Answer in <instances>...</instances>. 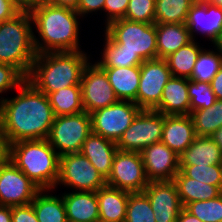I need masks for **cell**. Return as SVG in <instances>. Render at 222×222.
<instances>
[{
    "label": "cell",
    "instance_id": "18",
    "mask_svg": "<svg viewBox=\"0 0 222 222\" xmlns=\"http://www.w3.org/2000/svg\"><path fill=\"white\" fill-rule=\"evenodd\" d=\"M196 138L190 115H164L161 141L181 155Z\"/></svg>",
    "mask_w": 222,
    "mask_h": 222
},
{
    "label": "cell",
    "instance_id": "17",
    "mask_svg": "<svg viewBox=\"0 0 222 222\" xmlns=\"http://www.w3.org/2000/svg\"><path fill=\"white\" fill-rule=\"evenodd\" d=\"M186 27L193 40L196 35H203L213 44L222 31V8L196 0L187 15Z\"/></svg>",
    "mask_w": 222,
    "mask_h": 222
},
{
    "label": "cell",
    "instance_id": "41",
    "mask_svg": "<svg viewBox=\"0 0 222 222\" xmlns=\"http://www.w3.org/2000/svg\"><path fill=\"white\" fill-rule=\"evenodd\" d=\"M12 222H39L32 204L11 207Z\"/></svg>",
    "mask_w": 222,
    "mask_h": 222
},
{
    "label": "cell",
    "instance_id": "2",
    "mask_svg": "<svg viewBox=\"0 0 222 222\" xmlns=\"http://www.w3.org/2000/svg\"><path fill=\"white\" fill-rule=\"evenodd\" d=\"M29 12L37 54L83 50L79 40L82 17L76 10L43 2Z\"/></svg>",
    "mask_w": 222,
    "mask_h": 222
},
{
    "label": "cell",
    "instance_id": "31",
    "mask_svg": "<svg viewBox=\"0 0 222 222\" xmlns=\"http://www.w3.org/2000/svg\"><path fill=\"white\" fill-rule=\"evenodd\" d=\"M196 0H156L155 24L185 23Z\"/></svg>",
    "mask_w": 222,
    "mask_h": 222
},
{
    "label": "cell",
    "instance_id": "30",
    "mask_svg": "<svg viewBox=\"0 0 222 222\" xmlns=\"http://www.w3.org/2000/svg\"><path fill=\"white\" fill-rule=\"evenodd\" d=\"M103 49L100 52L101 58L95 62L100 67H129V66H140L143 60L133 53L123 51L118 44L114 43L105 33Z\"/></svg>",
    "mask_w": 222,
    "mask_h": 222
},
{
    "label": "cell",
    "instance_id": "15",
    "mask_svg": "<svg viewBox=\"0 0 222 222\" xmlns=\"http://www.w3.org/2000/svg\"><path fill=\"white\" fill-rule=\"evenodd\" d=\"M149 182L173 181L179 169V155L162 141L145 147L141 152Z\"/></svg>",
    "mask_w": 222,
    "mask_h": 222
},
{
    "label": "cell",
    "instance_id": "33",
    "mask_svg": "<svg viewBox=\"0 0 222 222\" xmlns=\"http://www.w3.org/2000/svg\"><path fill=\"white\" fill-rule=\"evenodd\" d=\"M203 48L194 65L190 80L211 83L222 66V53L215 47L212 50ZM214 49V50H213Z\"/></svg>",
    "mask_w": 222,
    "mask_h": 222
},
{
    "label": "cell",
    "instance_id": "6",
    "mask_svg": "<svg viewBox=\"0 0 222 222\" xmlns=\"http://www.w3.org/2000/svg\"><path fill=\"white\" fill-rule=\"evenodd\" d=\"M103 28L104 33L123 51L137 54L143 61L157 58L155 23L133 22L122 18Z\"/></svg>",
    "mask_w": 222,
    "mask_h": 222
},
{
    "label": "cell",
    "instance_id": "44",
    "mask_svg": "<svg viewBox=\"0 0 222 222\" xmlns=\"http://www.w3.org/2000/svg\"><path fill=\"white\" fill-rule=\"evenodd\" d=\"M211 88L218 100H222V66L211 81Z\"/></svg>",
    "mask_w": 222,
    "mask_h": 222
},
{
    "label": "cell",
    "instance_id": "27",
    "mask_svg": "<svg viewBox=\"0 0 222 222\" xmlns=\"http://www.w3.org/2000/svg\"><path fill=\"white\" fill-rule=\"evenodd\" d=\"M54 189H40L31 202L39 222H66V209L60 195ZM51 191V193H50Z\"/></svg>",
    "mask_w": 222,
    "mask_h": 222
},
{
    "label": "cell",
    "instance_id": "3",
    "mask_svg": "<svg viewBox=\"0 0 222 222\" xmlns=\"http://www.w3.org/2000/svg\"><path fill=\"white\" fill-rule=\"evenodd\" d=\"M88 53L81 50L37 54L25 79L46 95L81 85L83 71L91 61Z\"/></svg>",
    "mask_w": 222,
    "mask_h": 222
},
{
    "label": "cell",
    "instance_id": "26",
    "mask_svg": "<svg viewBox=\"0 0 222 222\" xmlns=\"http://www.w3.org/2000/svg\"><path fill=\"white\" fill-rule=\"evenodd\" d=\"M183 207L194 201L216 198L222 191L210 184L187 177L181 170L173 178Z\"/></svg>",
    "mask_w": 222,
    "mask_h": 222
},
{
    "label": "cell",
    "instance_id": "46",
    "mask_svg": "<svg viewBox=\"0 0 222 222\" xmlns=\"http://www.w3.org/2000/svg\"><path fill=\"white\" fill-rule=\"evenodd\" d=\"M15 4L21 9V10H30L35 6L40 5L44 2V0H14Z\"/></svg>",
    "mask_w": 222,
    "mask_h": 222
},
{
    "label": "cell",
    "instance_id": "1",
    "mask_svg": "<svg viewBox=\"0 0 222 222\" xmlns=\"http://www.w3.org/2000/svg\"><path fill=\"white\" fill-rule=\"evenodd\" d=\"M15 91V97L4 98L0 103V129L7 145L47 139L55 118L48 96L26 79Z\"/></svg>",
    "mask_w": 222,
    "mask_h": 222
},
{
    "label": "cell",
    "instance_id": "43",
    "mask_svg": "<svg viewBox=\"0 0 222 222\" xmlns=\"http://www.w3.org/2000/svg\"><path fill=\"white\" fill-rule=\"evenodd\" d=\"M20 11L14 0H0V23L13 18Z\"/></svg>",
    "mask_w": 222,
    "mask_h": 222
},
{
    "label": "cell",
    "instance_id": "19",
    "mask_svg": "<svg viewBox=\"0 0 222 222\" xmlns=\"http://www.w3.org/2000/svg\"><path fill=\"white\" fill-rule=\"evenodd\" d=\"M66 218L72 222H98L99 204L97 192L72 191L61 193Z\"/></svg>",
    "mask_w": 222,
    "mask_h": 222
},
{
    "label": "cell",
    "instance_id": "8",
    "mask_svg": "<svg viewBox=\"0 0 222 222\" xmlns=\"http://www.w3.org/2000/svg\"><path fill=\"white\" fill-rule=\"evenodd\" d=\"M72 191L96 192L106 185V179L80 152L60 156L59 178L56 184Z\"/></svg>",
    "mask_w": 222,
    "mask_h": 222
},
{
    "label": "cell",
    "instance_id": "48",
    "mask_svg": "<svg viewBox=\"0 0 222 222\" xmlns=\"http://www.w3.org/2000/svg\"><path fill=\"white\" fill-rule=\"evenodd\" d=\"M8 158V145L0 129V164Z\"/></svg>",
    "mask_w": 222,
    "mask_h": 222
},
{
    "label": "cell",
    "instance_id": "10",
    "mask_svg": "<svg viewBox=\"0 0 222 222\" xmlns=\"http://www.w3.org/2000/svg\"><path fill=\"white\" fill-rule=\"evenodd\" d=\"M141 110L134 102L122 100L98 109L90 113L92 132L117 143Z\"/></svg>",
    "mask_w": 222,
    "mask_h": 222
},
{
    "label": "cell",
    "instance_id": "14",
    "mask_svg": "<svg viewBox=\"0 0 222 222\" xmlns=\"http://www.w3.org/2000/svg\"><path fill=\"white\" fill-rule=\"evenodd\" d=\"M81 90L83 107L88 114L119 101L107 74L96 62L90 61L85 67Z\"/></svg>",
    "mask_w": 222,
    "mask_h": 222
},
{
    "label": "cell",
    "instance_id": "35",
    "mask_svg": "<svg viewBox=\"0 0 222 222\" xmlns=\"http://www.w3.org/2000/svg\"><path fill=\"white\" fill-rule=\"evenodd\" d=\"M184 208L202 222H222V193L210 200L188 203Z\"/></svg>",
    "mask_w": 222,
    "mask_h": 222
},
{
    "label": "cell",
    "instance_id": "9",
    "mask_svg": "<svg viewBox=\"0 0 222 222\" xmlns=\"http://www.w3.org/2000/svg\"><path fill=\"white\" fill-rule=\"evenodd\" d=\"M164 114L142 109L116 143L118 150L140 153L145 147L160 142Z\"/></svg>",
    "mask_w": 222,
    "mask_h": 222
},
{
    "label": "cell",
    "instance_id": "23",
    "mask_svg": "<svg viewBox=\"0 0 222 222\" xmlns=\"http://www.w3.org/2000/svg\"><path fill=\"white\" fill-rule=\"evenodd\" d=\"M101 68L107 74L118 100L132 101L137 105L140 66Z\"/></svg>",
    "mask_w": 222,
    "mask_h": 222
},
{
    "label": "cell",
    "instance_id": "11",
    "mask_svg": "<svg viewBox=\"0 0 222 222\" xmlns=\"http://www.w3.org/2000/svg\"><path fill=\"white\" fill-rule=\"evenodd\" d=\"M148 184L141 154L117 150L106 185L134 193L143 192Z\"/></svg>",
    "mask_w": 222,
    "mask_h": 222
},
{
    "label": "cell",
    "instance_id": "40",
    "mask_svg": "<svg viewBox=\"0 0 222 222\" xmlns=\"http://www.w3.org/2000/svg\"><path fill=\"white\" fill-rule=\"evenodd\" d=\"M129 4V0H105L102 16L105 22L104 25L107 26L109 23L122 19L125 16Z\"/></svg>",
    "mask_w": 222,
    "mask_h": 222
},
{
    "label": "cell",
    "instance_id": "36",
    "mask_svg": "<svg viewBox=\"0 0 222 222\" xmlns=\"http://www.w3.org/2000/svg\"><path fill=\"white\" fill-rule=\"evenodd\" d=\"M179 169L189 178L217 186L222 191V164L179 165Z\"/></svg>",
    "mask_w": 222,
    "mask_h": 222
},
{
    "label": "cell",
    "instance_id": "28",
    "mask_svg": "<svg viewBox=\"0 0 222 222\" xmlns=\"http://www.w3.org/2000/svg\"><path fill=\"white\" fill-rule=\"evenodd\" d=\"M200 45L197 40H192L165 58L172 77L187 79L191 77L198 55L204 48Z\"/></svg>",
    "mask_w": 222,
    "mask_h": 222
},
{
    "label": "cell",
    "instance_id": "39",
    "mask_svg": "<svg viewBox=\"0 0 222 222\" xmlns=\"http://www.w3.org/2000/svg\"><path fill=\"white\" fill-rule=\"evenodd\" d=\"M25 77L12 65L0 63V95L17 89ZM5 97L0 96V101Z\"/></svg>",
    "mask_w": 222,
    "mask_h": 222
},
{
    "label": "cell",
    "instance_id": "29",
    "mask_svg": "<svg viewBox=\"0 0 222 222\" xmlns=\"http://www.w3.org/2000/svg\"><path fill=\"white\" fill-rule=\"evenodd\" d=\"M47 96L55 117L85 111L82 103L81 85L62 88Z\"/></svg>",
    "mask_w": 222,
    "mask_h": 222
},
{
    "label": "cell",
    "instance_id": "50",
    "mask_svg": "<svg viewBox=\"0 0 222 222\" xmlns=\"http://www.w3.org/2000/svg\"><path fill=\"white\" fill-rule=\"evenodd\" d=\"M210 137L222 151V126L218 128Z\"/></svg>",
    "mask_w": 222,
    "mask_h": 222
},
{
    "label": "cell",
    "instance_id": "42",
    "mask_svg": "<svg viewBox=\"0 0 222 222\" xmlns=\"http://www.w3.org/2000/svg\"><path fill=\"white\" fill-rule=\"evenodd\" d=\"M105 0H79L77 12L82 17V20L88 15H93V13L98 14L100 12L101 15L104 9Z\"/></svg>",
    "mask_w": 222,
    "mask_h": 222
},
{
    "label": "cell",
    "instance_id": "47",
    "mask_svg": "<svg viewBox=\"0 0 222 222\" xmlns=\"http://www.w3.org/2000/svg\"><path fill=\"white\" fill-rule=\"evenodd\" d=\"M176 222H202V221L196 216H193L185 208H183L181 212L179 213V216Z\"/></svg>",
    "mask_w": 222,
    "mask_h": 222
},
{
    "label": "cell",
    "instance_id": "13",
    "mask_svg": "<svg viewBox=\"0 0 222 222\" xmlns=\"http://www.w3.org/2000/svg\"><path fill=\"white\" fill-rule=\"evenodd\" d=\"M172 77L165 59L145 60L140 65L137 105L141 109H154L162 98V91Z\"/></svg>",
    "mask_w": 222,
    "mask_h": 222
},
{
    "label": "cell",
    "instance_id": "49",
    "mask_svg": "<svg viewBox=\"0 0 222 222\" xmlns=\"http://www.w3.org/2000/svg\"><path fill=\"white\" fill-rule=\"evenodd\" d=\"M0 222H12L11 206L0 205Z\"/></svg>",
    "mask_w": 222,
    "mask_h": 222
},
{
    "label": "cell",
    "instance_id": "51",
    "mask_svg": "<svg viewBox=\"0 0 222 222\" xmlns=\"http://www.w3.org/2000/svg\"><path fill=\"white\" fill-rule=\"evenodd\" d=\"M213 47L219 50L222 53V31L219 33L218 38L213 43Z\"/></svg>",
    "mask_w": 222,
    "mask_h": 222
},
{
    "label": "cell",
    "instance_id": "16",
    "mask_svg": "<svg viewBox=\"0 0 222 222\" xmlns=\"http://www.w3.org/2000/svg\"><path fill=\"white\" fill-rule=\"evenodd\" d=\"M143 192L151 203L156 222H176L184 207L173 181L149 182Z\"/></svg>",
    "mask_w": 222,
    "mask_h": 222
},
{
    "label": "cell",
    "instance_id": "22",
    "mask_svg": "<svg viewBox=\"0 0 222 222\" xmlns=\"http://www.w3.org/2000/svg\"><path fill=\"white\" fill-rule=\"evenodd\" d=\"M100 222H125L129 193L108 185L97 191Z\"/></svg>",
    "mask_w": 222,
    "mask_h": 222
},
{
    "label": "cell",
    "instance_id": "25",
    "mask_svg": "<svg viewBox=\"0 0 222 222\" xmlns=\"http://www.w3.org/2000/svg\"><path fill=\"white\" fill-rule=\"evenodd\" d=\"M192 40L185 23L156 24L157 58L165 59Z\"/></svg>",
    "mask_w": 222,
    "mask_h": 222
},
{
    "label": "cell",
    "instance_id": "37",
    "mask_svg": "<svg viewBox=\"0 0 222 222\" xmlns=\"http://www.w3.org/2000/svg\"><path fill=\"white\" fill-rule=\"evenodd\" d=\"M188 96L190 99V112L211 108L217 101L210 83L190 79H188Z\"/></svg>",
    "mask_w": 222,
    "mask_h": 222
},
{
    "label": "cell",
    "instance_id": "4",
    "mask_svg": "<svg viewBox=\"0 0 222 222\" xmlns=\"http://www.w3.org/2000/svg\"><path fill=\"white\" fill-rule=\"evenodd\" d=\"M8 158L40 189H54L60 156L47 139L23 140L8 145Z\"/></svg>",
    "mask_w": 222,
    "mask_h": 222
},
{
    "label": "cell",
    "instance_id": "24",
    "mask_svg": "<svg viewBox=\"0 0 222 222\" xmlns=\"http://www.w3.org/2000/svg\"><path fill=\"white\" fill-rule=\"evenodd\" d=\"M222 164V151L208 136H196L194 141L179 155V165Z\"/></svg>",
    "mask_w": 222,
    "mask_h": 222
},
{
    "label": "cell",
    "instance_id": "34",
    "mask_svg": "<svg viewBox=\"0 0 222 222\" xmlns=\"http://www.w3.org/2000/svg\"><path fill=\"white\" fill-rule=\"evenodd\" d=\"M125 222H156L151 203L144 192L129 193Z\"/></svg>",
    "mask_w": 222,
    "mask_h": 222
},
{
    "label": "cell",
    "instance_id": "20",
    "mask_svg": "<svg viewBox=\"0 0 222 222\" xmlns=\"http://www.w3.org/2000/svg\"><path fill=\"white\" fill-rule=\"evenodd\" d=\"M118 148L115 142L93 132L82 144L83 154L98 172L107 180L112 171L113 158Z\"/></svg>",
    "mask_w": 222,
    "mask_h": 222
},
{
    "label": "cell",
    "instance_id": "21",
    "mask_svg": "<svg viewBox=\"0 0 222 222\" xmlns=\"http://www.w3.org/2000/svg\"><path fill=\"white\" fill-rule=\"evenodd\" d=\"M153 110L164 115H190L188 79L171 77L163 88L160 103Z\"/></svg>",
    "mask_w": 222,
    "mask_h": 222
},
{
    "label": "cell",
    "instance_id": "7",
    "mask_svg": "<svg viewBox=\"0 0 222 222\" xmlns=\"http://www.w3.org/2000/svg\"><path fill=\"white\" fill-rule=\"evenodd\" d=\"M92 132L91 116L86 111L54 118L47 141L59 156L79 153Z\"/></svg>",
    "mask_w": 222,
    "mask_h": 222
},
{
    "label": "cell",
    "instance_id": "5",
    "mask_svg": "<svg viewBox=\"0 0 222 222\" xmlns=\"http://www.w3.org/2000/svg\"><path fill=\"white\" fill-rule=\"evenodd\" d=\"M36 56L28 10L0 23V63L12 65L26 78Z\"/></svg>",
    "mask_w": 222,
    "mask_h": 222
},
{
    "label": "cell",
    "instance_id": "38",
    "mask_svg": "<svg viewBox=\"0 0 222 222\" xmlns=\"http://www.w3.org/2000/svg\"><path fill=\"white\" fill-rule=\"evenodd\" d=\"M155 2L156 0H129L123 18L133 22L155 23Z\"/></svg>",
    "mask_w": 222,
    "mask_h": 222
},
{
    "label": "cell",
    "instance_id": "12",
    "mask_svg": "<svg viewBox=\"0 0 222 222\" xmlns=\"http://www.w3.org/2000/svg\"><path fill=\"white\" fill-rule=\"evenodd\" d=\"M40 188L7 158L0 164V205L30 204Z\"/></svg>",
    "mask_w": 222,
    "mask_h": 222
},
{
    "label": "cell",
    "instance_id": "32",
    "mask_svg": "<svg viewBox=\"0 0 222 222\" xmlns=\"http://www.w3.org/2000/svg\"><path fill=\"white\" fill-rule=\"evenodd\" d=\"M196 136L210 137L222 126V100H218L211 108L198 109L190 112Z\"/></svg>",
    "mask_w": 222,
    "mask_h": 222
},
{
    "label": "cell",
    "instance_id": "52",
    "mask_svg": "<svg viewBox=\"0 0 222 222\" xmlns=\"http://www.w3.org/2000/svg\"><path fill=\"white\" fill-rule=\"evenodd\" d=\"M208 4L222 8V0H204Z\"/></svg>",
    "mask_w": 222,
    "mask_h": 222
},
{
    "label": "cell",
    "instance_id": "45",
    "mask_svg": "<svg viewBox=\"0 0 222 222\" xmlns=\"http://www.w3.org/2000/svg\"><path fill=\"white\" fill-rule=\"evenodd\" d=\"M44 2L55 6L77 10L79 0H44Z\"/></svg>",
    "mask_w": 222,
    "mask_h": 222
}]
</instances>
